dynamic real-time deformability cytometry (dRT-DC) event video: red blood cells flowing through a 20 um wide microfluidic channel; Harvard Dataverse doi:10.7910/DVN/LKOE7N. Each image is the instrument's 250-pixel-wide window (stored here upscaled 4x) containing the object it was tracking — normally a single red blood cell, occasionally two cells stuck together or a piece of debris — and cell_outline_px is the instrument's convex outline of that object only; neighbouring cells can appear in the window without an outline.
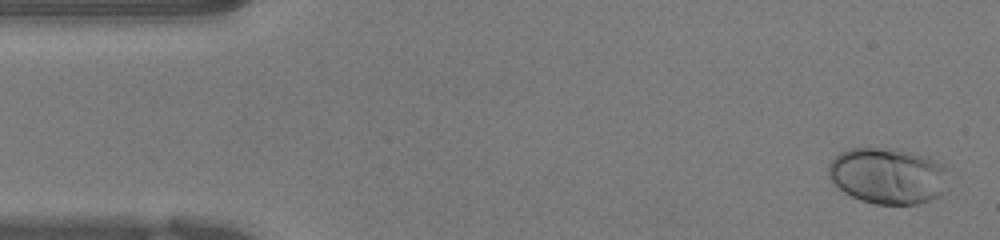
{"species": "human", "species_latin": "Homo sapiens", "temperature_condition": "warm", "stored_images_in_passage": 50, "camera_frame_rate_fps": 3000, "um_per_image_px": 0.085, "donor": {"sex": "female"}, "frame": {"image": 1, "passage_image": 2, "time_ms": 0.333, "image_size_px": [1000, 240], "cell_outline_px": [[940, 168], [936, 196], [932, 200], [916, 204], [876, 204], [860, 200], [844, 192], [828, 176], [828, 164], [840, 152], [848, 148], [896, 148], [928, 156], [940, 164]], "centroid_in_image_um": [75.28, 14.91], "position_along_channel_um": 9.7, "area_um2": 37.86}}
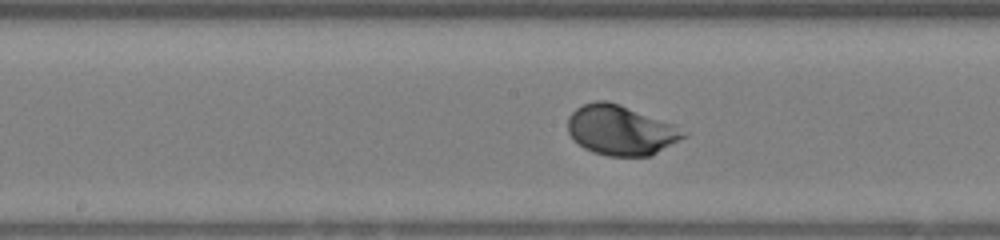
{"frame": {"image": 2, "passage_image": 25, "time_ms": 8.0, "image_size_px": [1000, 240], "cell_outline_px": [[688, 136], [652, 156], [608, 156], [592, 152], [584, 148], [572, 140], [568, 132], [568, 116], [576, 108], [584, 104], [596, 100], [608, 100], [620, 104], [672, 124], [688, 132]], "centroid_in_image_um": [52.75, 11.08], "position_along_channel_um": 195.4, "area_um2": 33.87}}
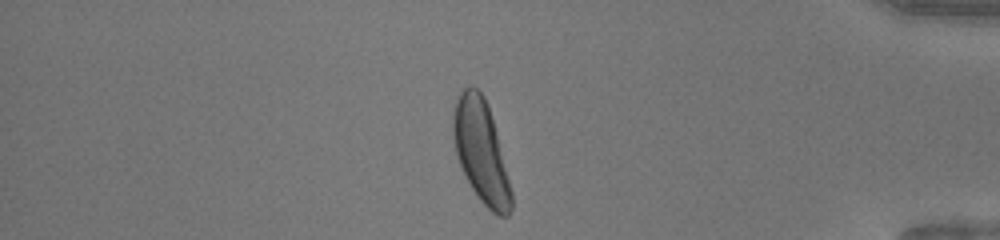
{"frame": {"image": 3, "passage_image": 43, "time_ms": 14.0, "image_size_px": [1000, 240], "cell_outline_px": [[512, 208], [508, 216], [496, 216], [480, 200], [472, 188], [456, 156], [452, 136], [452, 116], [456, 96], [468, 84], [472, 84], [484, 96], [488, 104], [512, 192]], "centroid_in_image_um": [40.86, 12.83], "position_along_channel_um": 394.3, "area_um2": 34.56}, "authors_computed_cell_mechanics": {"area_um2": 33.235, "velocity_mm_per_s": 3.9409, "shape_relaxation_time_tau1_ms": 1.4738, "shape_relaxation_time_tau2_ms": null, "deformation_change_tau1": 0.1439, "deformation_change_tau2": null}}